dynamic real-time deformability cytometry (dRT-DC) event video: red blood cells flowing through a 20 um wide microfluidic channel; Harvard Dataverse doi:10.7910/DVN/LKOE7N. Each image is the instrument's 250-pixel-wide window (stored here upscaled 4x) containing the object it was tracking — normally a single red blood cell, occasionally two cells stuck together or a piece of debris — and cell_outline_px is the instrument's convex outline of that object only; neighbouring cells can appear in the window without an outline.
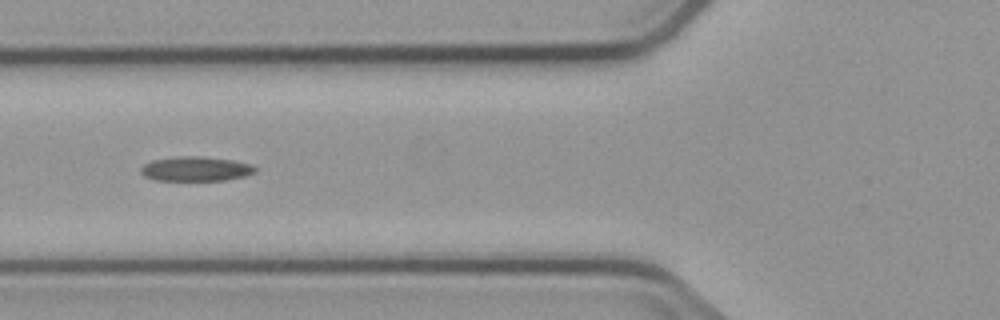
{"species": "common noctule bat (a hibernating species)", "species_latin": "Nyctalus noctula", "temperature_condition": "cold", "stored_images_in_passage": 7, "camera_frame_rate_fps": 3000, "um_per_image_px": 0.085, "animal": {"sex": "male", "body_mass_g": 23.1, "forearm_length_mm": 52.7}, "frame": {"image": 1, "passage_image": 4, "time_ms": 3.667, "image_size_px": [1000, 320], "cell_outline_px": [[256, 172], [244, 176], [224, 180], [156, 180], [144, 176], [140, 172], [140, 168], [144, 164], [152, 160], [180, 156], [200, 156], [232, 160], [252, 164], [256, 168]], "centroid_in_image_um": [16.63, 14.35], "position_along_channel_um": 109.2, "area_um2": 16.3}}
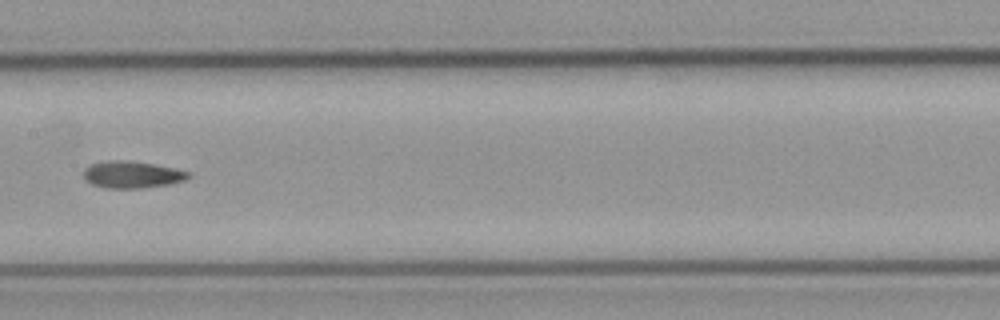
{"frame": {"image": 2, "passage_image": 6, "time_ms": 6.0, "image_size_px": [1000, 320], "cell_outline_px": [[192, 176], [184, 180], [168, 184], [136, 188], [108, 188], [92, 184], [84, 176], [84, 168], [88, 164], [112, 160], [124, 160], [152, 164], [172, 168], [188, 172]], "centroid_in_image_um": [11.19, 14.83], "position_along_channel_um": 196.2, "area_um2": 16.07}}
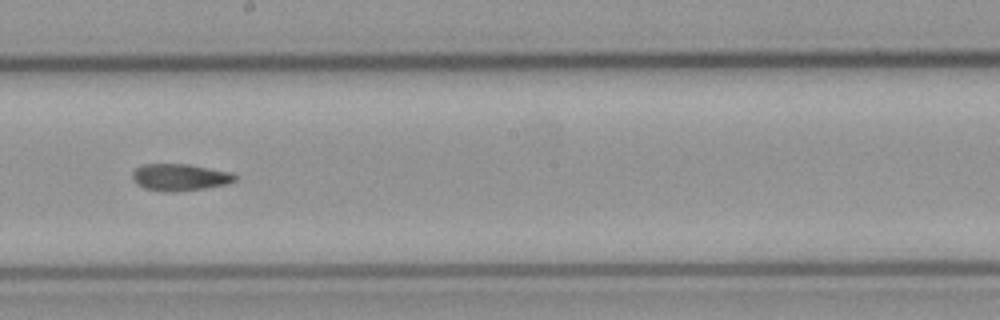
{"frame": {"image": 3, "passage_image": 7, "time_ms": 7.0, "image_size_px": [1000, 320], "cell_outline_px": [[236, 180], [228, 184], [204, 188], [176, 192], [160, 192], [144, 188], [136, 184], [132, 180], [132, 172], [136, 168], [144, 164], [188, 164], [232, 172], [236, 176]], "centroid_in_image_um": [15.27, 15.07], "position_along_channel_um": 232.9, "area_um2": 16.3}}